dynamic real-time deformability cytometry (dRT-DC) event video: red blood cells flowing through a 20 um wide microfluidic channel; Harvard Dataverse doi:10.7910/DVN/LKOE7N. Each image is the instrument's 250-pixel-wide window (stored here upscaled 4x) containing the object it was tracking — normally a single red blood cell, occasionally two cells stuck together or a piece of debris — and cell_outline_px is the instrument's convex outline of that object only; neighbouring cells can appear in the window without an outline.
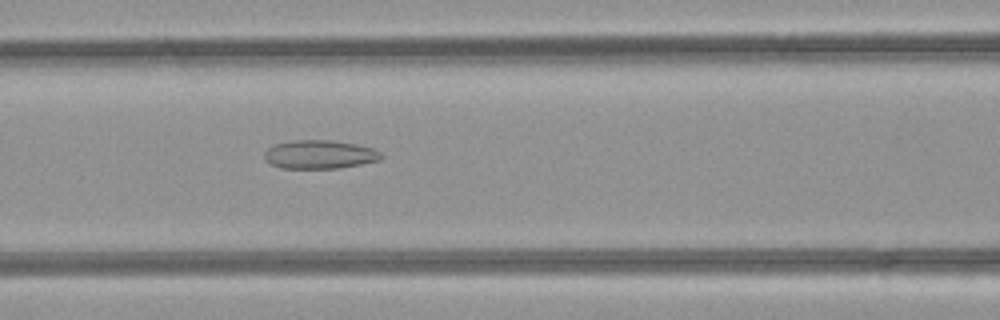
{"species": "common noctule bat (a hibernating species)", "species_latin": "Nyctalus noctula", "temperature_condition": "room temperature", "stored_images_in_passage": 46, "camera_frame_rate_fps": 3000, "um_per_image_px": 0.085, "animal": {"sex": "female", "body_mass_g": 21.9}, "frame": {"image": 1, "passage_image": 20, "time_ms": 6.333, "image_size_px": [1000, 320], "cell_outline_px": [[384, 156], [380, 160], [340, 168], [280, 168], [264, 160], [264, 152], [268, 148], [276, 144], [296, 140], [332, 140], [356, 144], [372, 148], [380, 152]], "centroid_in_image_um": [27.17, 13.13], "position_along_channel_um": 139.4, "area_um2": 19.42}}
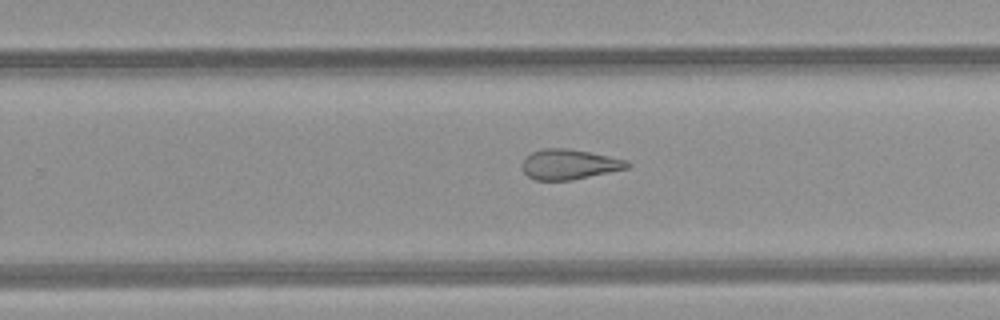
{"frame": {"image": 2, "passage_image": 30, "time_ms": 9.667, "image_size_px": [1000, 320], "cell_outline_px": [[632, 168], [572, 180], [536, 180], [528, 176], [520, 168], [520, 164], [532, 152], [544, 148], [568, 148], [628, 160], [632, 164]], "centroid_in_image_um": [48.42, 13.98], "position_along_channel_um": 281.4, "area_um2": 18.67}}
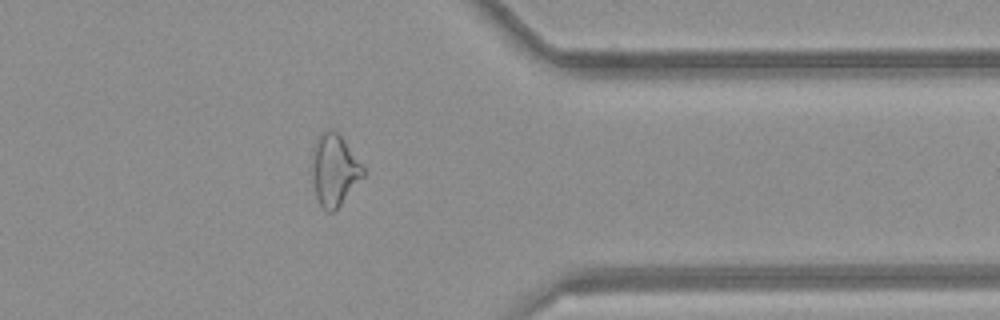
{"frame": {"image": 3, "passage_image": 38, "time_ms": 12.333, "image_size_px": [1000, 320], "cell_outline_px": [[368, 172], [340, 204], [332, 212], [328, 212], [320, 204], [316, 196], [312, 172], [312, 152], [316, 140], [328, 128], [332, 128], [340, 136]], "centroid_in_image_um": [28.43, 14.44], "position_along_channel_um": 383.0, "area_um2": 20.98}}